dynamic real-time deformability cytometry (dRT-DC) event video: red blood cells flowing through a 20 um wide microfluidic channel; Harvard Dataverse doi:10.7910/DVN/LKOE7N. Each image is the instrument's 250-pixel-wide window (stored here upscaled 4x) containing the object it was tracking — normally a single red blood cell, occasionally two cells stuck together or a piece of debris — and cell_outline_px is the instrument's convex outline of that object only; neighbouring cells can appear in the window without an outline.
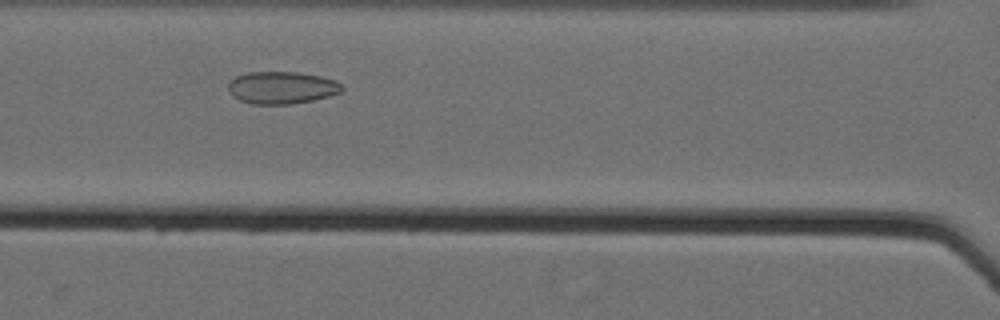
{"species": "Egyptian fruit bat (a non-hibernating species)", "species_latin": "Rousettus aegyptiacus", "temperature_condition": "cold", "stored_images_in_passage": 17, "camera_frame_rate_fps": 3000, "um_per_image_px": 0.085, "animal": {"sex": "female"}, "frame": {"image": 1, "passage_image": 7, "time_ms": 2.0, "image_size_px": [1000, 320], "cell_outline_px": [[344, 88], [340, 92], [328, 96], [312, 100], [292, 104], [252, 104], [240, 100], [232, 96], [228, 92], [228, 80], [236, 76], [248, 72], [300, 72], [320, 76], [336, 80]], "centroid_in_image_um": [23.91, 7.44], "position_along_channel_um": 142.7, "area_um2": 21.56}}
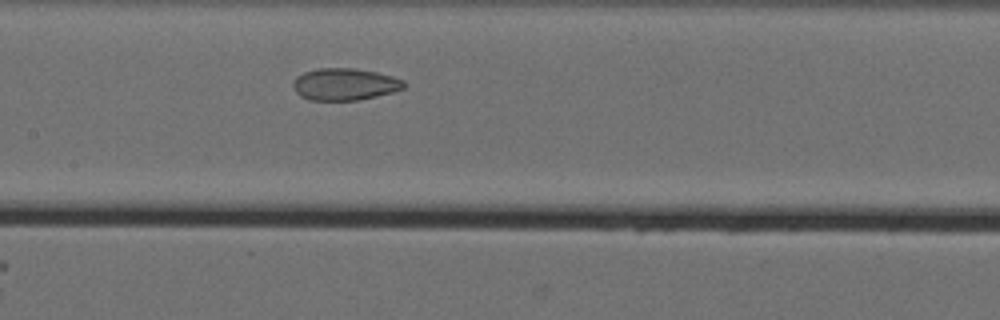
{"frame": {"image": 2, "passage_image": 10, "time_ms": 3.0, "image_size_px": [1000, 320], "cell_outline_px": [[404, 88], [392, 92], [376, 96], [356, 100], [308, 100], [300, 96], [296, 92], [292, 84], [296, 76], [304, 72], [316, 68], [352, 68], [376, 72], [392, 76], [404, 80]], "centroid_in_image_um": [29.27, 7.16], "position_along_channel_um": 178.1, "area_um2": 20.63}}
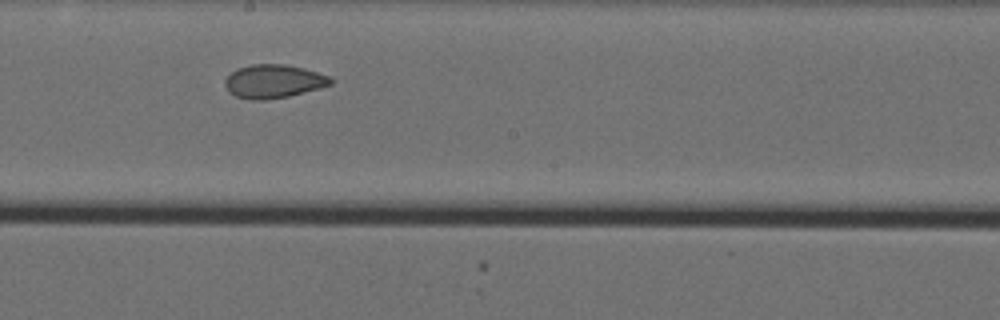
{"frame": {"image": 3, "passage_image": 14, "time_ms": 4.333, "image_size_px": [1000, 320], "cell_outline_px": [[332, 84], [320, 88], [288, 96], [264, 100], [248, 100], [236, 96], [228, 92], [224, 84], [224, 80], [236, 68], [252, 64], [284, 64], [304, 68], [328, 76], [332, 80]], "centroid_in_image_um": [23.21, 6.91], "position_along_channel_um": 225.0, "area_um2": 20.63}}